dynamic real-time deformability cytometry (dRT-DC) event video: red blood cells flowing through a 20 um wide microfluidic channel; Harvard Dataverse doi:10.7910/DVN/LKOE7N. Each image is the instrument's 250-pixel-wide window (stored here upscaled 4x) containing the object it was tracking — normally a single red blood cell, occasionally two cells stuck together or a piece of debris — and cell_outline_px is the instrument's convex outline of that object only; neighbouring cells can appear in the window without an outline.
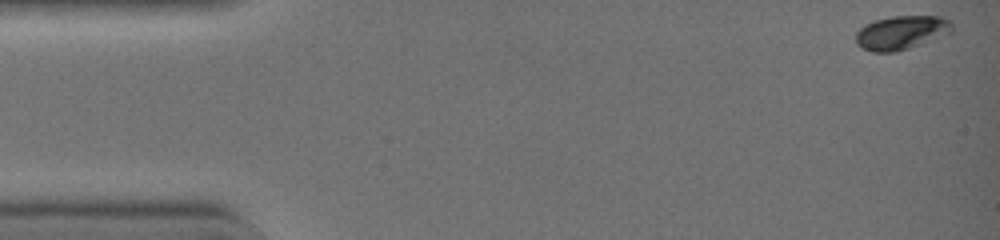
{"species": "common noctule bat (a hibernating species)", "species_latin": "Nyctalus noctula", "temperature_condition": "warm", "stored_images_in_passage": 41, "camera_frame_rate_fps": 3000, "um_per_image_px": 0.085, "animal": {"sex": "female", "body_mass_g": 19.0, "forearm_length_mm": 51.5}, "frame": {"image": 1, "passage_image": 1, "time_ms": 0.0, "image_size_px": [1000, 240], "cell_outline_px": [[952, 32], [920, 44], [896, 52], [872, 52], [860, 48], [856, 44], [856, 32], [864, 24], [876, 20], [892, 16], [940, 16], [948, 20], [952, 24]], "centroid_in_image_um": [76.57, 2.77], "position_along_channel_um": 8.4, "area_um2": 18.96}}
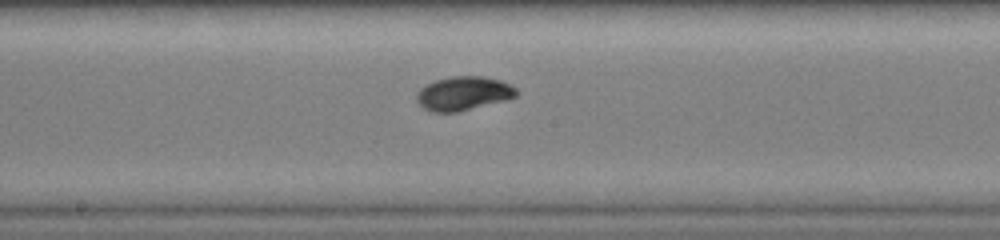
{"frame": {"image": 2, "passage_image": 23, "time_ms": 7.333, "image_size_px": [1000, 240], "cell_outline_px": [[520, 92], [516, 96], [504, 100], [456, 112], [432, 112], [424, 108], [416, 100], [416, 92], [420, 88], [436, 80], [452, 76], [484, 76], [500, 80], [512, 84]], "centroid_in_image_um": [39.4, 7.93], "position_along_channel_um": 208.8, "area_um2": 19.65}}
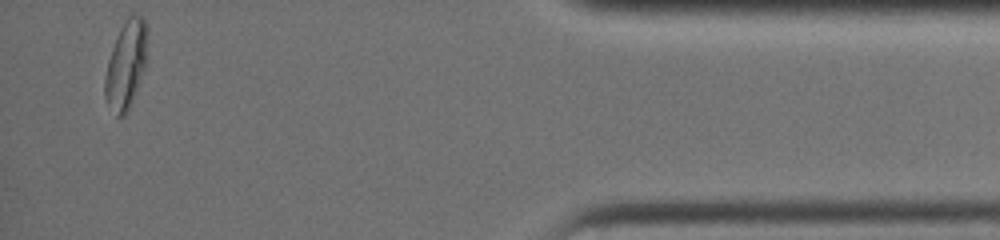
{"frame": {"image": 3, "passage_image": 41, "time_ms": 13.333, "image_size_px": [1000, 240], "cell_outline_px": [[148, 32], [144, 68], [132, 100], [124, 116], [116, 116], [104, 100], [104, 76], [108, 60], [116, 36], [120, 28], [128, 16], [132, 12], [144, 16], [148, 24]], "centroid_in_image_um": [10.7, 5.43], "position_along_channel_um": 424.5, "area_um2": 21.91}, "authors_computed_cell_mechanics": {"area_um2": 18.9584, "velocity_mm_per_s": 4.4681, "shape_relaxation_time_tau1_ms": 2.7997, "shape_relaxation_time_tau2_ms": null, "deformation_change_tau1": 0.1526, "deformation_change_tau2": null}}